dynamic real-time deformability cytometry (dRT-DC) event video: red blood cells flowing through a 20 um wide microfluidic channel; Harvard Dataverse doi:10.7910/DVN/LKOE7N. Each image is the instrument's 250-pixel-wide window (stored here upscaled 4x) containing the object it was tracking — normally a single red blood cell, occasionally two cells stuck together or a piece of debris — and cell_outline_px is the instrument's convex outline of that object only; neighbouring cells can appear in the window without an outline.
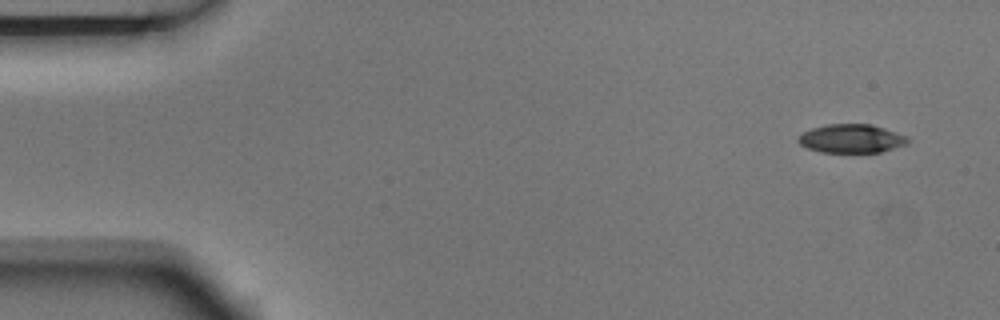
{"species": "Egyptian fruit bat (a non-hibernating species)", "species_latin": "Rousettus aegyptiacus", "temperature_condition": "room temperature", "stored_images_in_passage": 8, "camera_frame_rate_fps": 3000, "um_per_image_px": 0.085, "animal": {"sex": "male"}, "frame": {"image": 1, "passage_image": 1, "time_ms": 0.0, "image_size_px": [1000, 320], "cell_outline_px": [[908, 140], [904, 144], [880, 152], [820, 152], [808, 148], [800, 144], [796, 140], [796, 136], [812, 128], [828, 124], [872, 124], [908, 136]], "centroid_in_image_um": [72.32, 11.77], "position_along_channel_um": 12.7, "area_um2": 18.15}}
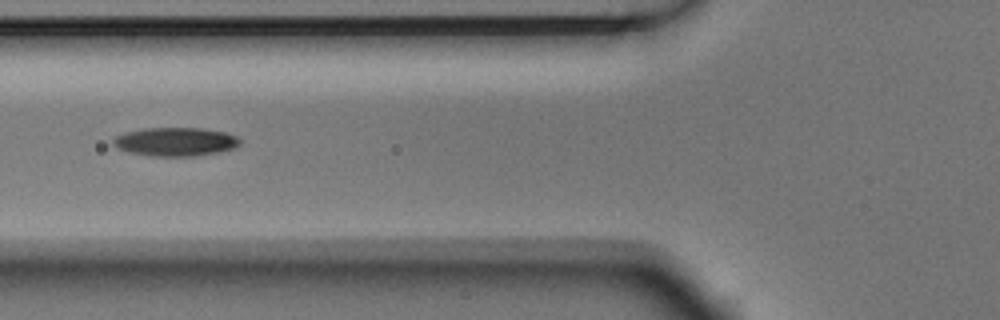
{"frame": {"image": 2, "passage_image": 5, "time_ms": 1.333, "image_size_px": [1000, 320], "cell_outline_px": [[240, 144], [236, 148], [216, 152], [192, 156], [152, 156], [132, 152], [116, 148], [112, 144], [112, 140], [116, 136], [124, 132], [144, 128], [204, 128], [224, 132], [236, 136], [240, 140]], "centroid_in_image_um": [14.9, 12.04], "position_along_channel_um": 110.9, "area_um2": 21.1}}
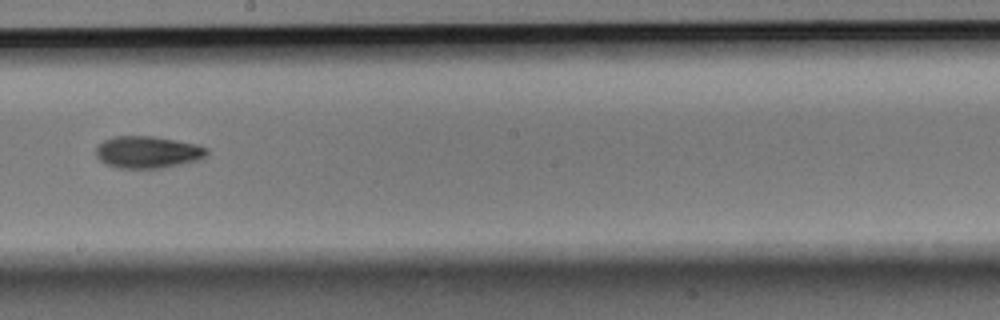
{"frame": {"image": 3, "passage_image": 8, "time_ms": 2.333, "image_size_px": [1000, 320], "cell_outline_px": [[208, 156], [200, 160], [164, 168], [116, 168], [104, 164], [96, 156], [96, 148], [104, 140], [112, 136], [152, 136], [200, 144], [208, 148]], "centroid_in_image_um": [12.59, 12.94], "position_along_channel_um": 235.6, "area_um2": 21.1}}